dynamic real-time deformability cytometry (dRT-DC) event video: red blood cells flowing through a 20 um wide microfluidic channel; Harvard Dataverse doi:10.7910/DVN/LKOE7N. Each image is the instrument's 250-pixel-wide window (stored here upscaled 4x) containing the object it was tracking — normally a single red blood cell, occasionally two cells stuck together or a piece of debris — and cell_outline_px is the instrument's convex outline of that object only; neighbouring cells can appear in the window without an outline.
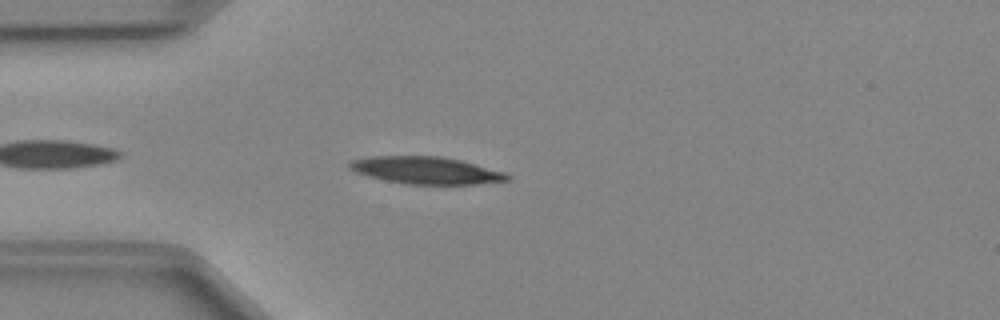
{"species": "Egyptian fruit bat (a non-hibernating species)", "species_latin": "Rousettus aegyptiacus", "temperature_condition": "cold", "stored_images_in_passage": 38, "camera_frame_rate_fps": 3000, "um_per_image_px": 0.085, "animal": {"sex": "female"}, "frame": {"image": 1, "passage_image": 4, "time_ms": 1.0, "image_size_px": [1000, 320], "cell_outline_px": [[512, 180], [476, 184], [408, 184], [368, 176], [356, 172], [348, 168], [348, 164], [352, 160], [372, 156], [440, 156], [460, 160], [508, 172], [512, 176]], "centroid_in_image_um": [36.29, 14.48], "position_along_channel_um": 48.7, "area_um2": 25.09}}
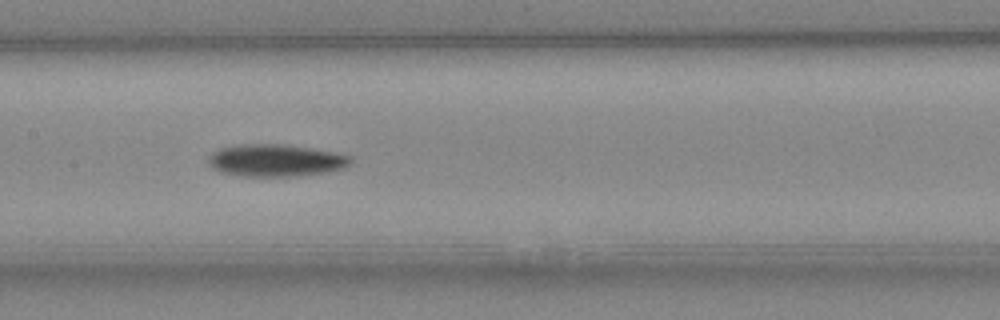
{"frame": {"image": 2, "passage_image": 15, "time_ms": 4.667, "image_size_px": [1000, 320], "cell_outline_px": [[352, 164], [344, 168], [328, 172], [296, 176], [240, 176], [220, 172], [212, 168], [208, 164], [208, 160], [212, 152], [220, 148], [244, 144], [276, 144], [308, 148], [332, 152], [352, 156]], "centroid_in_image_um": [23.43, 13.65], "position_along_channel_um": 184.0, "area_um2": 26.65}}
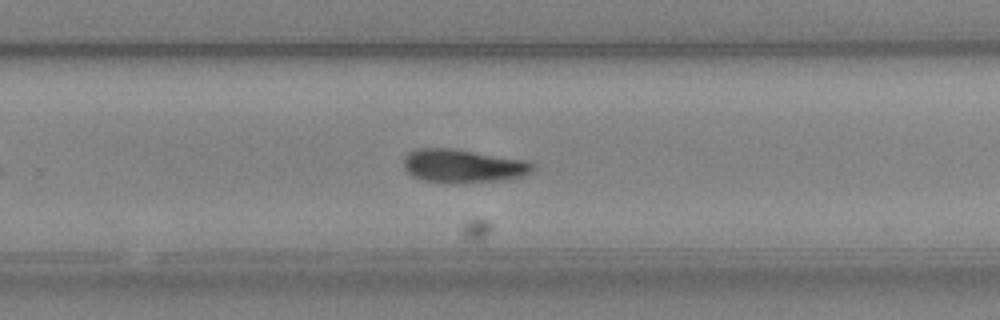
{"frame": {"image": 3, "passage_image": 23, "time_ms": 7.333, "image_size_px": [1000, 320], "cell_outline_px": [[536, 168], [532, 172], [524, 176], [504, 180], [452, 184], [424, 180], [412, 176], [404, 168], [404, 156], [408, 152], [416, 148], [452, 148], [524, 160], [536, 164]], "centroid_in_image_um": [39.37, 14.12], "position_along_channel_um": 290.4, "area_um2": 25.49}, "authors_computed_cell_mechanics": {"area_um2": 25.2875, "velocity_mm_per_s": 4.0159, "shape_relaxation_time_tau1_ms": 5.0025, "shape_relaxation_time_tau2_ms": null, "deformation_change_tau1": 0.1496, "deformation_change_tau2": null}}